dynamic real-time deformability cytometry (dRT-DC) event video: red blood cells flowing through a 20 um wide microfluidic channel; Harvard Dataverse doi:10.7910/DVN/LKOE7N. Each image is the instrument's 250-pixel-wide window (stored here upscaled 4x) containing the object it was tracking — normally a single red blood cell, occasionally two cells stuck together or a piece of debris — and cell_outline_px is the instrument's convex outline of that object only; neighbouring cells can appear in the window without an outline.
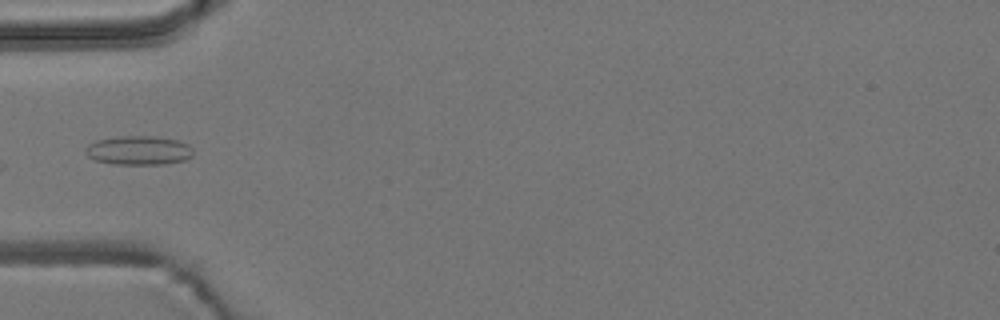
{"species": "common noctule bat (a hibernating species)", "species_latin": "Nyctalus noctula", "temperature_condition": "room temperature", "stored_images_in_passage": 6, "camera_frame_rate_fps": 3000, "um_per_image_px": 0.085, "animal": {"sex": "male", "body_mass_g": 19.2, "forearm_length_mm": 51.8}, "frame": {"image": 1, "passage_image": 5, "time_ms": 1.333, "image_size_px": [1000, 320], "cell_outline_px": [[192, 156], [184, 160], [164, 164], [112, 164], [96, 160], [88, 156], [84, 152], [84, 148], [88, 144], [96, 140], [120, 136], [156, 136], [176, 140], [188, 144], [192, 148]], "centroid_in_image_um": [11.76, 12.78], "position_along_channel_um": 73.2, "area_um2": 18.26}}